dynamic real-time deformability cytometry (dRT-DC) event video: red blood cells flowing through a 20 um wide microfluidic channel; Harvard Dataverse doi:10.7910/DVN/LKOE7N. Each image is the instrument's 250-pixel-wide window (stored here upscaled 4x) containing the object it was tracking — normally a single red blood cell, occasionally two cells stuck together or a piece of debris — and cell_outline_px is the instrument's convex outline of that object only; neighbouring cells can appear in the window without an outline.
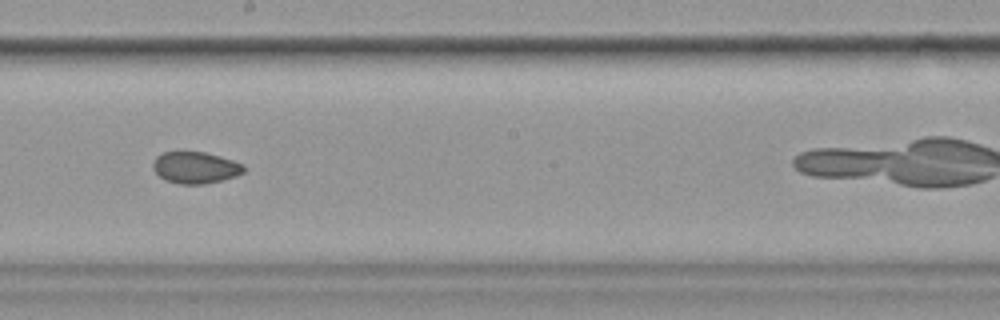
{"species": "common noctule bat (a hibernating species)", "species_latin": "Nyctalus noctula", "temperature_condition": "cold", "stored_images_in_passage": 9, "camera_frame_rate_fps": 3000, "um_per_image_px": 0.085, "animal": {"sex": "female", "body_mass_g": 19.9}, "frame": {"image": 1, "passage_image": 7, "time_ms": 7.0, "image_size_px": [1000, 320], "cell_outline_px": [[244, 172], [236, 176], [204, 184], [180, 184], [164, 180], [152, 168], [152, 164], [156, 156], [164, 152], [204, 152], [220, 156], [244, 164]], "centroid_in_image_um": [16.59, 14.24], "position_along_channel_um": 231.6, "area_um2": 16.7}}